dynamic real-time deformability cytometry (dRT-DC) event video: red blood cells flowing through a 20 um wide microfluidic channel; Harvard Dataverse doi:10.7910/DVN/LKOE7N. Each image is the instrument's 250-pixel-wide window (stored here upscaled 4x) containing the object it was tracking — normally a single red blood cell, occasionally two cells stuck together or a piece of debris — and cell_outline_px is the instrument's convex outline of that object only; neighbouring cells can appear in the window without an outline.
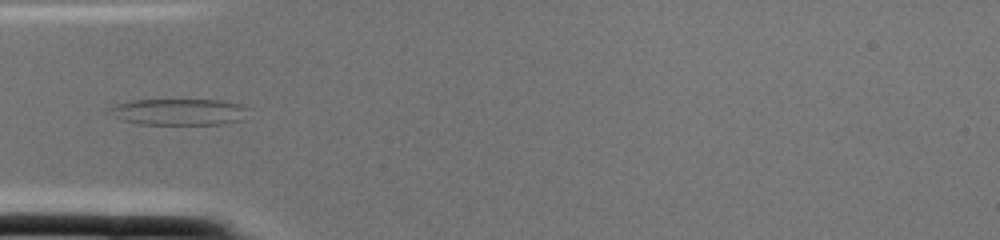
{"species": "common noctule bat (a hibernating species)", "species_latin": "Nyctalus noctula", "temperature_condition": "cold", "stored_images_in_passage": 2, "camera_frame_rate_fps": 3000, "um_per_image_px": 0.085, "animal": {"sex": "female", "body_mass_g": 22.0, "forearm_length_mm": 56.7}, "frame": {"image": 1, "passage_image": 2, "time_ms": 0.333, "image_size_px": [1000, 240], "cell_outline_px": [[252, 108], [240, 120], [224, 124], [140, 124], [124, 120], [116, 116], [104, 108], [116, 104], [132, 100], [220, 100], [240, 104]], "centroid_in_image_um": [15.24, 9.5], "position_along_channel_um": 69.8, "area_um2": 21.39}}